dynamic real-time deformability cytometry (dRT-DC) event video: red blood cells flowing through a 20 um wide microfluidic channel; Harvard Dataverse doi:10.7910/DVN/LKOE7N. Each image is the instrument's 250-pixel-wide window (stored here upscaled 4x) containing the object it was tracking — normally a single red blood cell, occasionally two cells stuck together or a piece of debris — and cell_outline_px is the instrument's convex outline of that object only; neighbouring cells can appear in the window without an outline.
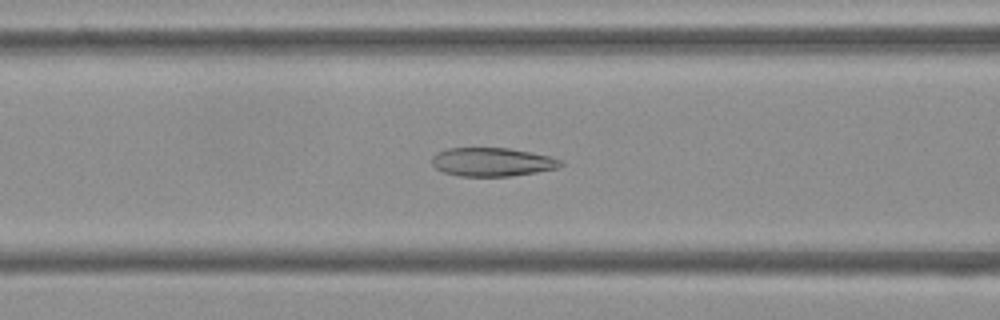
{"species": "Egyptian fruit bat (a non-hibernating species)", "species_latin": "Rousettus aegyptiacus", "temperature_condition": "cold", "stored_images_in_passage": 53, "camera_frame_rate_fps": 3000, "um_per_image_px": 0.085, "frame": {"image": 1, "passage_image": 21, "time_ms": 6.667, "image_size_px": [1000, 320], "cell_outline_px": [[564, 164], [556, 168], [536, 172], [512, 176], [460, 176], [444, 172], [436, 168], [432, 164], [432, 156], [436, 152], [448, 148], [508, 148], [548, 156], [564, 160]], "centroid_in_image_um": [41.82, 13.77], "position_along_channel_um": 124.8, "area_um2": 21.39}}
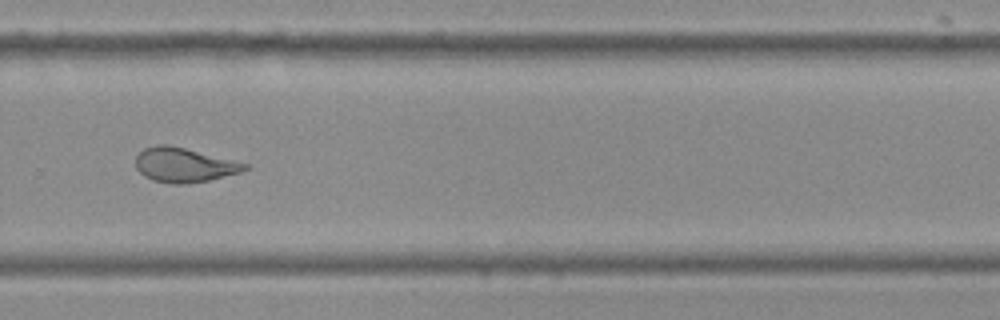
{"frame": {"image": 2, "passage_image": 36, "time_ms": 11.667, "image_size_px": [1000, 320], "cell_outline_px": [[248, 168], [240, 172], [208, 180], [188, 184], [172, 184], [152, 180], [144, 176], [136, 168], [136, 156], [144, 148], [156, 144], [164, 144], [184, 148], [248, 164]], "centroid_in_image_um": [15.6, 14.03], "position_along_channel_um": 314.2, "area_um2": 21.62}}
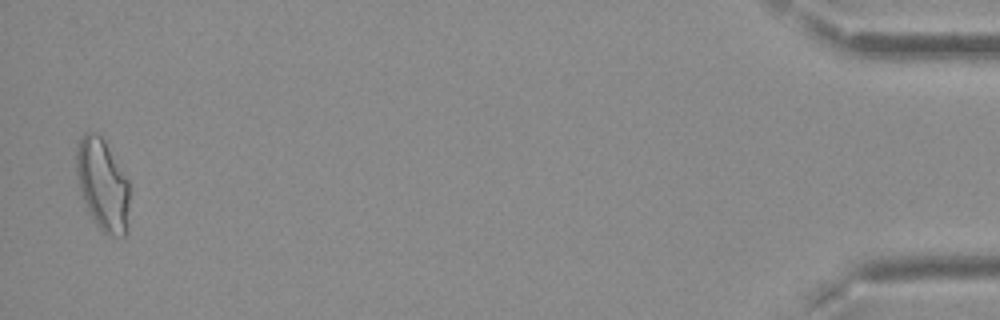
{"frame": {"image": 3, "passage_image": 52, "time_ms": 17.0, "image_size_px": [1000, 320], "cell_outline_px": [[128, 228], [124, 236], [112, 236], [104, 232], [96, 224], [80, 192], [76, 172], [76, 148], [84, 132], [92, 132], [100, 136], [104, 140], [128, 180]], "centroid_in_image_um": [8.72, 15.7], "position_along_channel_um": 426.5, "area_um2": 27.98}, "authors_computed_cell_mechanics": {"area_um2": 23.7558, "velocity_mm_per_s": 3.7913, "shape_relaxation_time_tau1_ms": null, "shape_relaxation_time_tau2_ms": 2.1939, "deformation_change_tau1": null, "deformation_change_tau2": 0.096}}